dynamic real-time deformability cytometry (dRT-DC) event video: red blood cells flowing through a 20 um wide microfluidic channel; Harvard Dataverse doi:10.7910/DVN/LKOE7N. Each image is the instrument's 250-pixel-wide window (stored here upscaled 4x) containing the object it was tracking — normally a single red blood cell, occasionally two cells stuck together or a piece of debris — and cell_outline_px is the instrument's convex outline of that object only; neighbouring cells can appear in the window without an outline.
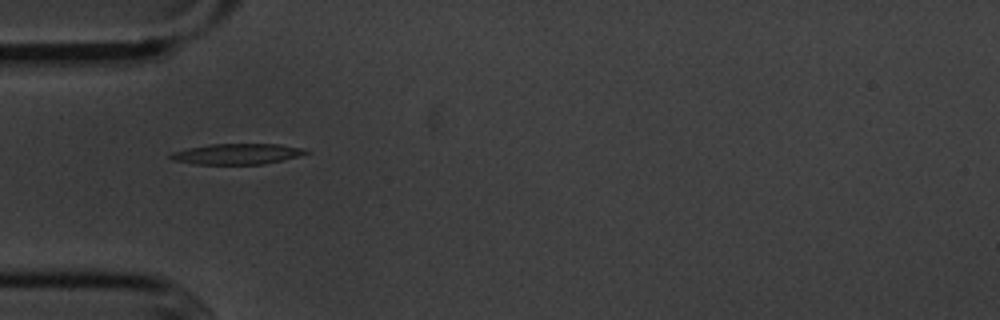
{"species": "common noctule bat (a hibernating species)", "species_latin": "Nyctalus noctula", "temperature_condition": "cold", "stored_images_in_passage": 11, "camera_frame_rate_fps": 3000, "um_per_image_px": 0.085, "animal": {"sex": "male", "body_mass_g": 20.1, "forearm_length_mm": 53.5}, "frame": {"image": 1, "passage_image": 1, "time_ms": 0.0, "image_size_px": [1000, 320], "cell_outline_px": [[312, 152], [300, 156], [264, 164], [196, 164], [172, 160], [168, 156], [172, 152], [188, 148], [208, 144], [280, 144], [304, 148]], "centroid_in_image_um": [20.18, 13.08], "position_along_channel_um": 64.8, "area_um2": 16.42}}
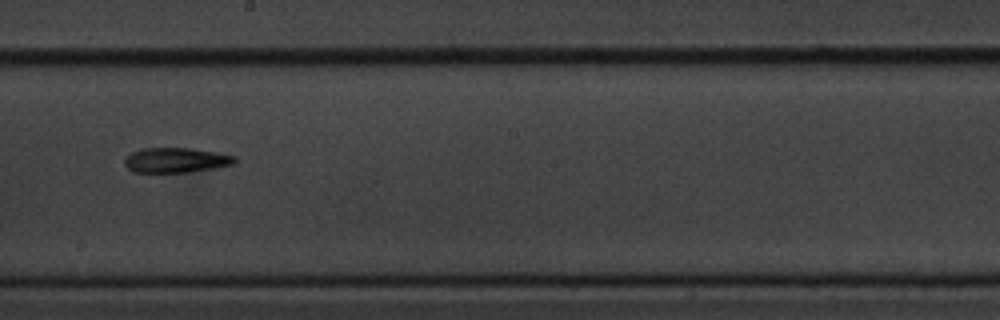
{"frame": {"image": 2, "passage_image": 5, "time_ms": 4.667, "image_size_px": [1000, 320], "cell_outline_px": [[236, 160], [232, 164], [212, 168], [188, 172], [132, 172], [124, 164], [124, 160], [132, 152], [144, 148], [192, 148], [216, 152], [236, 156]], "centroid_in_image_um": [14.94, 13.61], "position_along_channel_um": 233.3, "area_um2": 15.84}}
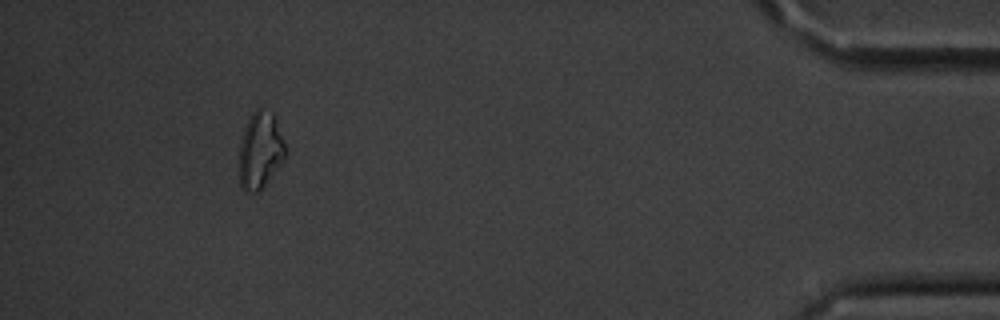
{"frame": {"image": 3, "passage_image": 10, "time_ms": 11.333, "image_size_px": [1000, 320], "cell_outline_px": [[288, 152], [284, 160], [260, 192], [244, 192], [240, 184], [240, 144], [244, 128], [252, 112], [256, 108], [260, 108], [272, 112], [276, 116]], "centroid_in_image_um": [22.16, 12.78], "position_along_channel_um": 413.0, "area_um2": 21.04}, "authors_computed_cell_mechanics": {"area_um2": 15.8372, "velocity_mm_per_s": 3.6084, "shape_relaxation_time_tau1_ms": 5.6497, "shape_relaxation_time_tau2_ms": 9.1649, "deformation_change_tau1": 0.1713, "deformation_change_tau2": 0.2301}}